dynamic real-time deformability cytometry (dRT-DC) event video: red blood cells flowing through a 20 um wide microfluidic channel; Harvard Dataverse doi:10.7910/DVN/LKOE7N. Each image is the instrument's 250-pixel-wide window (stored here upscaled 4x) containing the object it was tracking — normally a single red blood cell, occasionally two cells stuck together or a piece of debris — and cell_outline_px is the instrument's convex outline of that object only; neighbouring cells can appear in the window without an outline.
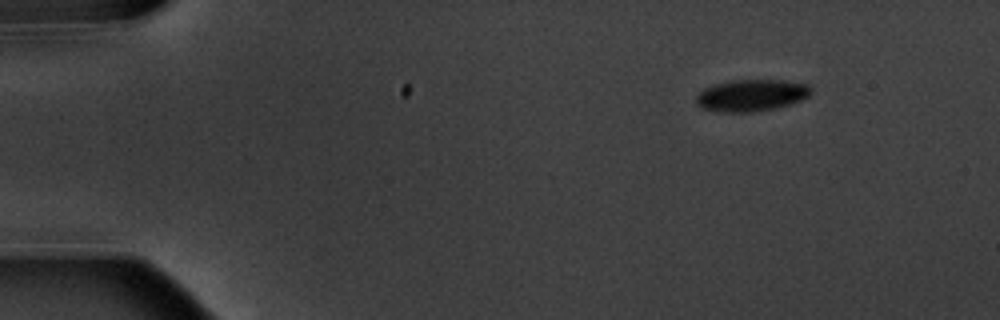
{"species": "common noctule bat (a hibernating species)", "species_latin": "Nyctalus noctula", "temperature_condition": "warm", "stored_images_in_passage": 6, "segment_of_instrument_passage": [2, 2], "camera_frame_rate_fps": 3000, "um_per_image_px": 0.085, "animal": {"sex": "male", "body_mass_g": 20.1, "forearm_length_mm": 53.5}, "frame": {"image": 1, "passage_image": 6, "time_ms": 6.667, "image_size_px": [1000, 320], "cell_outline_px": [[812, 92], [808, 96], [800, 100], [788, 104], [772, 108], [752, 112], [720, 112], [704, 108], [696, 104], [696, 96], [704, 88], [716, 84], [736, 80], [780, 80], [808, 84], [812, 88]], "centroid_in_image_um": [63.87, 8.1], "position_along_channel_um": 21.1, "area_um2": 20.98}}